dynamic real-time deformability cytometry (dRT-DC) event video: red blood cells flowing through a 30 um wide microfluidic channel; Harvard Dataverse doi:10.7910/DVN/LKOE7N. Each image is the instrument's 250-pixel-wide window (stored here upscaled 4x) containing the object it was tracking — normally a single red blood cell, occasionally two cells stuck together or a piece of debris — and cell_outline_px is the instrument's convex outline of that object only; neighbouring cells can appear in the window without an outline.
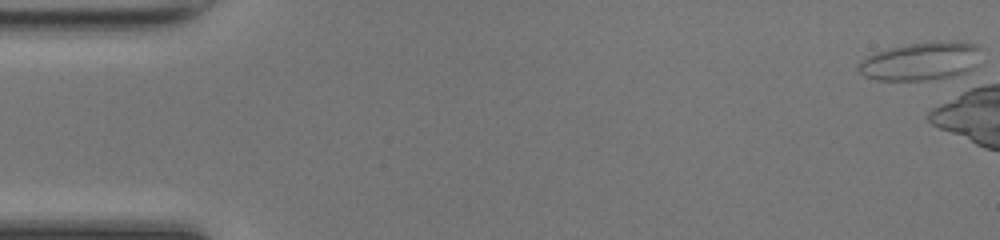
{"species": "common noctule bat (a hibernating species)", "species_latin": "Nyctalus noctula", "temperature_condition": "room temperature", "stored_images_in_passage": 3, "camera_frame_rate_fps": 3000, "um_per_image_px": 0.085, "animal": {"sex": "female", "body_mass_g": 17.0, "forearm_length_mm": 48.0}, "frame": {"image": 1, "passage_image": 1, "time_ms": 0.0, "image_size_px": [1000, 240], "cell_outline_px": [[984, 48], [976, 64], [964, 76], [924, 80], [876, 80], [864, 76], [856, 68], [856, 64], [860, 60], [876, 52], [888, 48], [904, 44], [940, 40], [980, 44]], "centroid_in_image_um": [78.33, 5.19], "position_along_channel_um": 6.7, "area_um2": 28.21}}